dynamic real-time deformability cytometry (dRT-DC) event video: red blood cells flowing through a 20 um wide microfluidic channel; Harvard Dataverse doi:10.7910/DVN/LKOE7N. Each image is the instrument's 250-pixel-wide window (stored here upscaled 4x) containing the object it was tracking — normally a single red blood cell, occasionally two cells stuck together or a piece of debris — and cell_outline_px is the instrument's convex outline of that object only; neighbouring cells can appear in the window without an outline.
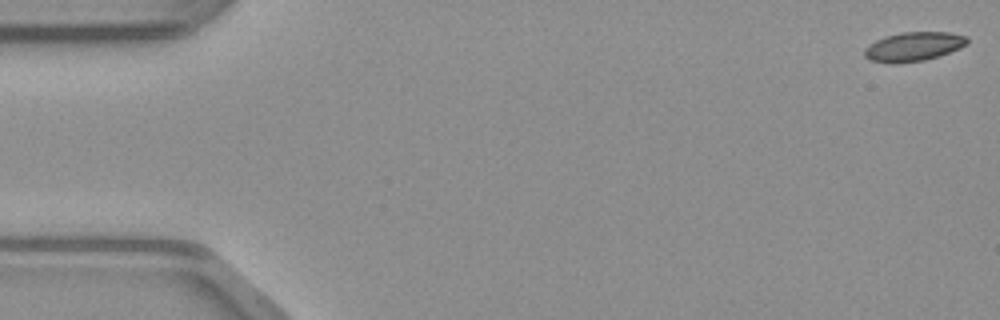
{"species": "common noctule bat (a hibernating species)", "species_latin": "Nyctalus noctula", "temperature_condition": "warm", "stored_images_in_passage": 49, "camera_frame_rate_fps": 3000, "um_per_image_px": 0.085, "animal": {"sex": "male", "body_mass_g": 23.1, "forearm_length_mm": 52.7}, "frame": {"image": 1, "passage_image": 1, "time_ms": 0.0, "image_size_px": [1000, 320], "cell_outline_px": [[968, 44], [960, 48], [940, 56], [924, 60], [896, 64], [892, 64], [868, 60], [864, 56], [864, 48], [868, 44], [884, 36], [900, 32], [948, 32], [968, 36]], "centroid_in_image_um": [77.63, 3.96], "position_along_channel_um": 7.4, "area_um2": 17.8}}
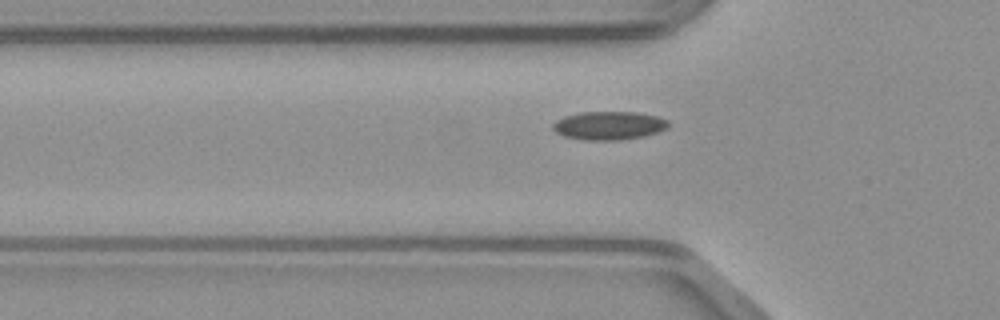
{"frame": {"image": 2, "passage_image": 16, "time_ms": 5.0, "image_size_px": [1000, 320], "cell_outline_px": [[668, 128], [644, 136], [620, 140], [588, 140], [564, 136], [556, 132], [552, 128], [552, 124], [556, 120], [564, 116], [580, 112], [636, 112], [656, 116], [668, 120]], "centroid_in_image_um": [51.74, 10.67], "position_along_channel_um": 74.1, "area_um2": 19.07}}
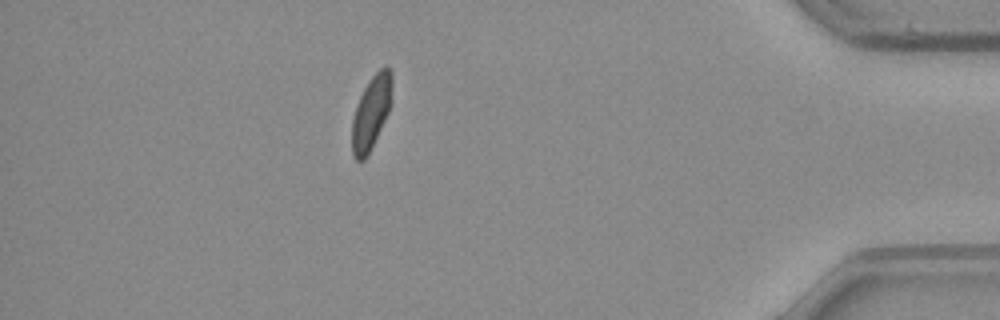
{"frame": {"image": 3, "passage_image": 43, "time_ms": 14.0, "image_size_px": [1000, 320], "cell_outline_px": [[392, 84], [388, 112], [368, 156], [364, 160], [356, 160], [352, 156], [352, 120], [356, 104], [368, 80], [380, 68], [388, 64], [392, 72]], "centroid_in_image_um": [31.54, 9.55], "position_along_channel_um": 403.7, "area_um2": 17.17}}